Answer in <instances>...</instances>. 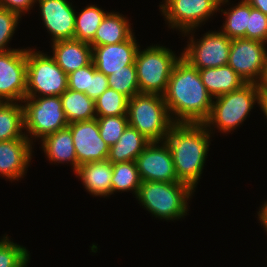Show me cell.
<instances>
[{
	"label": "cell",
	"mask_w": 267,
	"mask_h": 267,
	"mask_svg": "<svg viewBox=\"0 0 267 267\" xmlns=\"http://www.w3.org/2000/svg\"><path fill=\"white\" fill-rule=\"evenodd\" d=\"M193 33V30L183 33L184 37L188 35L190 40L181 53L183 58L198 70L227 65L232 39L220 30L208 31L197 40L194 39Z\"/></svg>",
	"instance_id": "obj_9"
},
{
	"label": "cell",
	"mask_w": 267,
	"mask_h": 267,
	"mask_svg": "<svg viewBox=\"0 0 267 267\" xmlns=\"http://www.w3.org/2000/svg\"><path fill=\"white\" fill-rule=\"evenodd\" d=\"M62 107L68 123L89 121L97 117L95 100L84 92L67 89L60 95Z\"/></svg>",
	"instance_id": "obj_24"
},
{
	"label": "cell",
	"mask_w": 267,
	"mask_h": 267,
	"mask_svg": "<svg viewBox=\"0 0 267 267\" xmlns=\"http://www.w3.org/2000/svg\"><path fill=\"white\" fill-rule=\"evenodd\" d=\"M266 44L245 38L232 39L227 65L246 83L261 84L267 68Z\"/></svg>",
	"instance_id": "obj_10"
},
{
	"label": "cell",
	"mask_w": 267,
	"mask_h": 267,
	"mask_svg": "<svg viewBox=\"0 0 267 267\" xmlns=\"http://www.w3.org/2000/svg\"><path fill=\"white\" fill-rule=\"evenodd\" d=\"M161 14L165 16L169 27L178 29L182 34L196 30L208 21L219 6L213 0H163ZM211 16V17H210Z\"/></svg>",
	"instance_id": "obj_11"
},
{
	"label": "cell",
	"mask_w": 267,
	"mask_h": 267,
	"mask_svg": "<svg viewBox=\"0 0 267 267\" xmlns=\"http://www.w3.org/2000/svg\"><path fill=\"white\" fill-rule=\"evenodd\" d=\"M32 142L24 138L0 141V176L10 181L24 177L32 159Z\"/></svg>",
	"instance_id": "obj_17"
},
{
	"label": "cell",
	"mask_w": 267,
	"mask_h": 267,
	"mask_svg": "<svg viewBox=\"0 0 267 267\" xmlns=\"http://www.w3.org/2000/svg\"><path fill=\"white\" fill-rule=\"evenodd\" d=\"M26 77L27 48L0 52V102H22Z\"/></svg>",
	"instance_id": "obj_12"
},
{
	"label": "cell",
	"mask_w": 267,
	"mask_h": 267,
	"mask_svg": "<svg viewBox=\"0 0 267 267\" xmlns=\"http://www.w3.org/2000/svg\"><path fill=\"white\" fill-rule=\"evenodd\" d=\"M181 56L182 54L176 56L172 50L158 44H152L143 50L139 47L135 67L140 93L163 96L176 62Z\"/></svg>",
	"instance_id": "obj_6"
},
{
	"label": "cell",
	"mask_w": 267,
	"mask_h": 267,
	"mask_svg": "<svg viewBox=\"0 0 267 267\" xmlns=\"http://www.w3.org/2000/svg\"><path fill=\"white\" fill-rule=\"evenodd\" d=\"M129 126L137 129L151 142H163L172 121L164 97L158 94L139 93L129 99L127 109Z\"/></svg>",
	"instance_id": "obj_5"
},
{
	"label": "cell",
	"mask_w": 267,
	"mask_h": 267,
	"mask_svg": "<svg viewBox=\"0 0 267 267\" xmlns=\"http://www.w3.org/2000/svg\"><path fill=\"white\" fill-rule=\"evenodd\" d=\"M133 35L118 44L92 46V61L95 68L106 76L135 63L139 44Z\"/></svg>",
	"instance_id": "obj_16"
},
{
	"label": "cell",
	"mask_w": 267,
	"mask_h": 267,
	"mask_svg": "<svg viewBox=\"0 0 267 267\" xmlns=\"http://www.w3.org/2000/svg\"><path fill=\"white\" fill-rule=\"evenodd\" d=\"M51 44V57L67 75L92 62V46L89 43L71 39Z\"/></svg>",
	"instance_id": "obj_18"
},
{
	"label": "cell",
	"mask_w": 267,
	"mask_h": 267,
	"mask_svg": "<svg viewBox=\"0 0 267 267\" xmlns=\"http://www.w3.org/2000/svg\"><path fill=\"white\" fill-rule=\"evenodd\" d=\"M40 141L42 143L41 148L48 158L47 160L51 161L50 163L64 164L66 162L68 164L70 162L73 171L77 170L78 162L73 137L68 126L46 136Z\"/></svg>",
	"instance_id": "obj_20"
},
{
	"label": "cell",
	"mask_w": 267,
	"mask_h": 267,
	"mask_svg": "<svg viewBox=\"0 0 267 267\" xmlns=\"http://www.w3.org/2000/svg\"><path fill=\"white\" fill-rule=\"evenodd\" d=\"M25 136L22 103L0 102V141L15 140Z\"/></svg>",
	"instance_id": "obj_25"
},
{
	"label": "cell",
	"mask_w": 267,
	"mask_h": 267,
	"mask_svg": "<svg viewBox=\"0 0 267 267\" xmlns=\"http://www.w3.org/2000/svg\"><path fill=\"white\" fill-rule=\"evenodd\" d=\"M107 13L99 6L92 4L82 9L81 13L76 12L74 39L90 43Z\"/></svg>",
	"instance_id": "obj_26"
},
{
	"label": "cell",
	"mask_w": 267,
	"mask_h": 267,
	"mask_svg": "<svg viewBox=\"0 0 267 267\" xmlns=\"http://www.w3.org/2000/svg\"><path fill=\"white\" fill-rule=\"evenodd\" d=\"M109 87L108 77L99 72L93 63H90V83L89 90H86V95L95 100Z\"/></svg>",
	"instance_id": "obj_35"
},
{
	"label": "cell",
	"mask_w": 267,
	"mask_h": 267,
	"mask_svg": "<svg viewBox=\"0 0 267 267\" xmlns=\"http://www.w3.org/2000/svg\"><path fill=\"white\" fill-rule=\"evenodd\" d=\"M163 97L174 123H203L213 104L198 69L182 56L176 62Z\"/></svg>",
	"instance_id": "obj_1"
},
{
	"label": "cell",
	"mask_w": 267,
	"mask_h": 267,
	"mask_svg": "<svg viewBox=\"0 0 267 267\" xmlns=\"http://www.w3.org/2000/svg\"><path fill=\"white\" fill-rule=\"evenodd\" d=\"M70 128L78 166L108 159L110 146L101 138L97 118L72 122Z\"/></svg>",
	"instance_id": "obj_14"
},
{
	"label": "cell",
	"mask_w": 267,
	"mask_h": 267,
	"mask_svg": "<svg viewBox=\"0 0 267 267\" xmlns=\"http://www.w3.org/2000/svg\"><path fill=\"white\" fill-rule=\"evenodd\" d=\"M211 136L203 123H174L165 138L172 152L178 181L193 191L201 179Z\"/></svg>",
	"instance_id": "obj_2"
},
{
	"label": "cell",
	"mask_w": 267,
	"mask_h": 267,
	"mask_svg": "<svg viewBox=\"0 0 267 267\" xmlns=\"http://www.w3.org/2000/svg\"><path fill=\"white\" fill-rule=\"evenodd\" d=\"M202 82L213 97L230 93L246 84L229 65L199 69Z\"/></svg>",
	"instance_id": "obj_22"
},
{
	"label": "cell",
	"mask_w": 267,
	"mask_h": 267,
	"mask_svg": "<svg viewBox=\"0 0 267 267\" xmlns=\"http://www.w3.org/2000/svg\"><path fill=\"white\" fill-rule=\"evenodd\" d=\"M113 176L111 195L114 192H133L137 196L141 179L138 173L136 161L112 164Z\"/></svg>",
	"instance_id": "obj_28"
},
{
	"label": "cell",
	"mask_w": 267,
	"mask_h": 267,
	"mask_svg": "<svg viewBox=\"0 0 267 267\" xmlns=\"http://www.w3.org/2000/svg\"><path fill=\"white\" fill-rule=\"evenodd\" d=\"M8 235L0 239V267H27L29 251L11 241Z\"/></svg>",
	"instance_id": "obj_31"
},
{
	"label": "cell",
	"mask_w": 267,
	"mask_h": 267,
	"mask_svg": "<svg viewBox=\"0 0 267 267\" xmlns=\"http://www.w3.org/2000/svg\"><path fill=\"white\" fill-rule=\"evenodd\" d=\"M218 6H222L224 4H227L229 3V0H213Z\"/></svg>",
	"instance_id": "obj_42"
},
{
	"label": "cell",
	"mask_w": 267,
	"mask_h": 267,
	"mask_svg": "<svg viewBox=\"0 0 267 267\" xmlns=\"http://www.w3.org/2000/svg\"><path fill=\"white\" fill-rule=\"evenodd\" d=\"M193 193L188 185L181 182L141 181L135 198L152 216L173 221L187 215V201Z\"/></svg>",
	"instance_id": "obj_4"
},
{
	"label": "cell",
	"mask_w": 267,
	"mask_h": 267,
	"mask_svg": "<svg viewBox=\"0 0 267 267\" xmlns=\"http://www.w3.org/2000/svg\"><path fill=\"white\" fill-rule=\"evenodd\" d=\"M74 173L91 195L99 197L111 195L113 169L112 163L107 159L79 165Z\"/></svg>",
	"instance_id": "obj_19"
},
{
	"label": "cell",
	"mask_w": 267,
	"mask_h": 267,
	"mask_svg": "<svg viewBox=\"0 0 267 267\" xmlns=\"http://www.w3.org/2000/svg\"><path fill=\"white\" fill-rule=\"evenodd\" d=\"M21 103L25 135L32 144L69 125L60 96L25 97Z\"/></svg>",
	"instance_id": "obj_7"
},
{
	"label": "cell",
	"mask_w": 267,
	"mask_h": 267,
	"mask_svg": "<svg viewBox=\"0 0 267 267\" xmlns=\"http://www.w3.org/2000/svg\"><path fill=\"white\" fill-rule=\"evenodd\" d=\"M259 208L260 211L257 213L258 219L261 223V226H263L264 230L267 232V201H265L264 204Z\"/></svg>",
	"instance_id": "obj_39"
},
{
	"label": "cell",
	"mask_w": 267,
	"mask_h": 267,
	"mask_svg": "<svg viewBox=\"0 0 267 267\" xmlns=\"http://www.w3.org/2000/svg\"><path fill=\"white\" fill-rule=\"evenodd\" d=\"M262 97L261 86L257 83H246L237 90L215 97L210 114L203 124L210 133L213 127L221 133L236 130L256 103L260 107Z\"/></svg>",
	"instance_id": "obj_3"
},
{
	"label": "cell",
	"mask_w": 267,
	"mask_h": 267,
	"mask_svg": "<svg viewBox=\"0 0 267 267\" xmlns=\"http://www.w3.org/2000/svg\"><path fill=\"white\" fill-rule=\"evenodd\" d=\"M90 64L68 74V89L84 92L89 90Z\"/></svg>",
	"instance_id": "obj_36"
},
{
	"label": "cell",
	"mask_w": 267,
	"mask_h": 267,
	"mask_svg": "<svg viewBox=\"0 0 267 267\" xmlns=\"http://www.w3.org/2000/svg\"><path fill=\"white\" fill-rule=\"evenodd\" d=\"M218 10H221V13L226 17L220 31L230 39H246L250 5L245 0H241L236 6L233 5V7L228 8V11L221 9V5Z\"/></svg>",
	"instance_id": "obj_27"
},
{
	"label": "cell",
	"mask_w": 267,
	"mask_h": 267,
	"mask_svg": "<svg viewBox=\"0 0 267 267\" xmlns=\"http://www.w3.org/2000/svg\"><path fill=\"white\" fill-rule=\"evenodd\" d=\"M68 89V75L42 51L27 49L26 96H60Z\"/></svg>",
	"instance_id": "obj_8"
},
{
	"label": "cell",
	"mask_w": 267,
	"mask_h": 267,
	"mask_svg": "<svg viewBox=\"0 0 267 267\" xmlns=\"http://www.w3.org/2000/svg\"><path fill=\"white\" fill-rule=\"evenodd\" d=\"M134 35L131 23L119 12H108L96 30L91 46L118 44Z\"/></svg>",
	"instance_id": "obj_21"
},
{
	"label": "cell",
	"mask_w": 267,
	"mask_h": 267,
	"mask_svg": "<svg viewBox=\"0 0 267 267\" xmlns=\"http://www.w3.org/2000/svg\"><path fill=\"white\" fill-rule=\"evenodd\" d=\"M107 77L109 88L122 93L129 99L140 93L135 63L125 66L123 69L118 70Z\"/></svg>",
	"instance_id": "obj_30"
},
{
	"label": "cell",
	"mask_w": 267,
	"mask_h": 267,
	"mask_svg": "<svg viewBox=\"0 0 267 267\" xmlns=\"http://www.w3.org/2000/svg\"><path fill=\"white\" fill-rule=\"evenodd\" d=\"M36 0H0V7L25 15L35 5Z\"/></svg>",
	"instance_id": "obj_37"
},
{
	"label": "cell",
	"mask_w": 267,
	"mask_h": 267,
	"mask_svg": "<svg viewBox=\"0 0 267 267\" xmlns=\"http://www.w3.org/2000/svg\"><path fill=\"white\" fill-rule=\"evenodd\" d=\"M260 86H261L263 96L267 97V68H266L264 79L262 83L260 84Z\"/></svg>",
	"instance_id": "obj_40"
},
{
	"label": "cell",
	"mask_w": 267,
	"mask_h": 267,
	"mask_svg": "<svg viewBox=\"0 0 267 267\" xmlns=\"http://www.w3.org/2000/svg\"><path fill=\"white\" fill-rule=\"evenodd\" d=\"M250 6L267 15V0H245Z\"/></svg>",
	"instance_id": "obj_38"
},
{
	"label": "cell",
	"mask_w": 267,
	"mask_h": 267,
	"mask_svg": "<svg viewBox=\"0 0 267 267\" xmlns=\"http://www.w3.org/2000/svg\"><path fill=\"white\" fill-rule=\"evenodd\" d=\"M141 181L179 182L172 152L165 141L151 142L137 157Z\"/></svg>",
	"instance_id": "obj_13"
},
{
	"label": "cell",
	"mask_w": 267,
	"mask_h": 267,
	"mask_svg": "<svg viewBox=\"0 0 267 267\" xmlns=\"http://www.w3.org/2000/svg\"><path fill=\"white\" fill-rule=\"evenodd\" d=\"M151 143L137 129L127 126L120 139L110 146L108 161L112 164L136 161L137 157Z\"/></svg>",
	"instance_id": "obj_23"
},
{
	"label": "cell",
	"mask_w": 267,
	"mask_h": 267,
	"mask_svg": "<svg viewBox=\"0 0 267 267\" xmlns=\"http://www.w3.org/2000/svg\"><path fill=\"white\" fill-rule=\"evenodd\" d=\"M20 18L21 16L18 13L0 7V52L13 50L7 45L15 33Z\"/></svg>",
	"instance_id": "obj_33"
},
{
	"label": "cell",
	"mask_w": 267,
	"mask_h": 267,
	"mask_svg": "<svg viewBox=\"0 0 267 267\" xmlns=\"http://www.w3.org/2000/svg\"><path fill=\"white\" fill-rule=\"evenodd\" d=\"M246 39L267 43V15L250 6Z\"/></svg>",
	"instance_id": "obj_34"
},
{
	"label": "cell",
	"mask_w": 267,
	"mask_h": 267,
	"mask_svg": "<svg viewBox=\"0 0 267 267\" xmlns=\"http://www.w3.org/2000/svg\"><path fill=\"white\" fill-rule=\"evenodd\" d=\"M101 138L112 146L129 125L127 115L96 117Z\"/></svg>",
	"instance_id": "obj_32"
},
{
	"label": "cell",
	"mask_w": 267,
	"mask_h": 267,
	"mask_svg": "<svg viewBox=\"0 0 267 267\" xmlns=\"http://www.w3.org/2000/svg\"><path fill=\"white\" fill-rule=\"evenodd\" d=\"M39 3L42 23L51 34L52 43L74 39L75 9L68 0H36Z\"/></svg>",
	"instance_id": "obj_15"
},
{
	"label": "cell",
	"mask_w": 267,
	"mask_h": 267,
	"mask_svg": "<svg viewBox=\"0 0 267 267\" xmlns=\"http://www.w3.org/2000/svg\"><path fill=\"white\" fill-rule=\"evenodd\" d=\"M129 98L112 88H107L95 99L97 117L127 115Z\"/></svg>",
	"instance_id": "obj_29"
},
{
	"label": "cell",
	"mask_w": 267,
	"mask_h": 267,
	"mask_svg": "<svg viewBox=\"0 0 267 267\" xmlns=\"http://www.w3.org/2000/svg\"><path fill=\"white\" fill-rule=\"evenodd\" d=\"M260 108L267 118V97H265V96L262 97Z\"/></svg>",
	"instance_id": "obj_41"
}]
</instances>
